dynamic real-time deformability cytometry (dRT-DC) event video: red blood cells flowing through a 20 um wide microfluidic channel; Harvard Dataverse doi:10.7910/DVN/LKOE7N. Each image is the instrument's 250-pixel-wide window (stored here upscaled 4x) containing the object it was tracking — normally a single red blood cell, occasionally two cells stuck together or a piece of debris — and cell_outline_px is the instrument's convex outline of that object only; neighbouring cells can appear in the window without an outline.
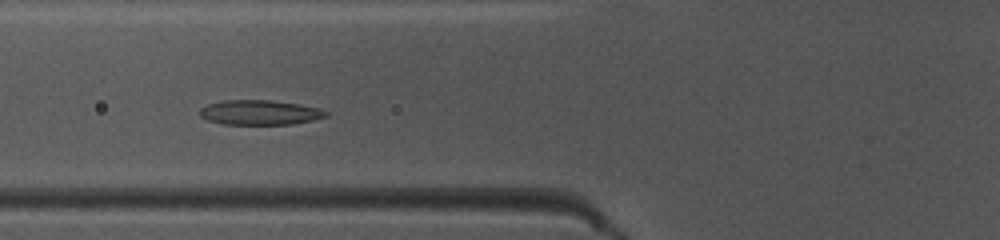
{"species": "common noctule bat (a hibernating species)", "species_latin": "Nyctalus noctula", "temperature_condition": "warm", "stored_images_in_passage": 35, "camera_frame_rate_fps": 3000, "um_per_image_px": 0.085, "animal": {"sex": "female", "body_mass_g": 10.0, "forearm_length_mm": 53.1}, "frame": {"image": 1, "passage_image": 5, "time_ms": 1.333, "image_size_px": [1000, 240], "cell_outline_px": [[328, 116], [312, 120], [292, 124], [224, 124], [208, 120], [200, 116], [200, 108], [208, 104], [224, 100], [268, 100], [300, 104], [320, 108], [328, 112]], "centroid_in_image_um": [22.1, 9.55], "position_along_channel_um": 103.7, "area_um2": 18.15}}
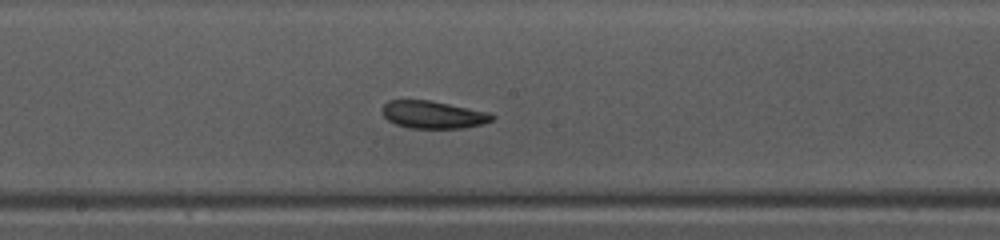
{"frame": {"image": 2, "passage_image": 13, "time_ms": 4.0, "image_size_px": [1000, 240], "cell_outline_px": [[496, 116], [492, 120], [484, 124], [464, 128], [408, 128], [396, 124], [388, 120], [380, 112], [384, 104], [388, 100], [432, 100], [492, 112]], "centroid_in_image_um": [36.85, 9.74], "position_along_channel_um": 211.3, "area_um2": 18.03}}
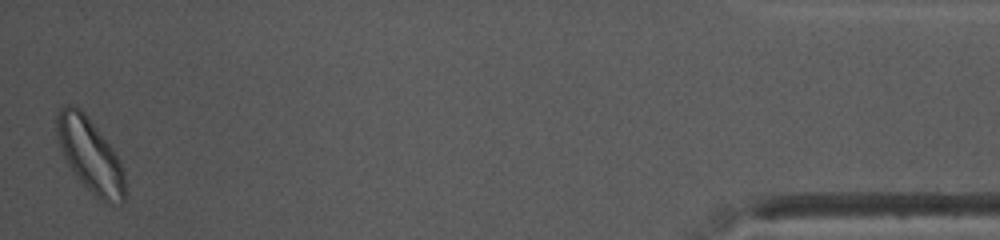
{"frame": {"image": 3, "passage_image": 35, "time_ms": 11.333, "image_size_px": [1000, 240], "cell_outline_px": [[124, 204], [104, 204], [76, 176], [68, 164], [60, 148], [56, 132], [56, 112], [60, 108], [68, 104], [72, 104], [80, 108], [84, 112], [112, 148], [120, 160], [124, 172]], "centroid_in_image_um": [7.65, 13.19], "position_along_channel_um": 427.5, "area_um2": 29.19}, "authors_computed_cell_mechanics": {"area_um2": 18.1492, "velocity_mm_per_s": 4.0277, "shape_relaxation_time_tau1_ms": 4.4619, "shape_relaxation_time_tau2_ms": 8.5992, "deformation_change_tau1": 0.1155, "deformation_change_tau2": 0.173}}